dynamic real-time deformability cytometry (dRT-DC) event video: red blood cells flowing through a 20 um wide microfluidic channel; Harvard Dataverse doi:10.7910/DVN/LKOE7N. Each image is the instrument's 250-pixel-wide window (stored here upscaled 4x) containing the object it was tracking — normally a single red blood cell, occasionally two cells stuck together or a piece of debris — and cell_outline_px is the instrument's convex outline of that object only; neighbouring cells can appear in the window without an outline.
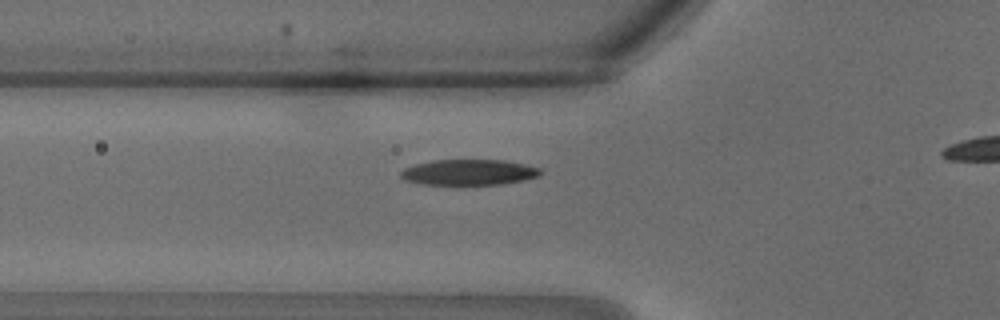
{"species": "common noctule bat (a hibernating species)", "species_latin": "Nyctalus noctula", "temperature_condition": "warm", "stored_images_in_passage": 24, "camera_frame_rate_fps": 3000, "um_per_image_px": 0.085, "animal": {"sex": "male", "body_mass_g": 18.8}, "frame": {"image": 1, "passage_image": 7, "time_ms": 2.0, "image_size_px": [1000, 320], "cell_outline_px": [[544, 172], [540, 176], [524, 180], [504, 184], [460, 188], [456, 188], [420, 184], [404, 180], [400, 176], [400, 172], [404, 168], [416, 164], [432, 160], [504, 160], [524, 164], [540, 168]], "centroid_in_image_um": [39.84, 14.7], "position_along_channel_um": 86.0, "area_um2": 22.25}}
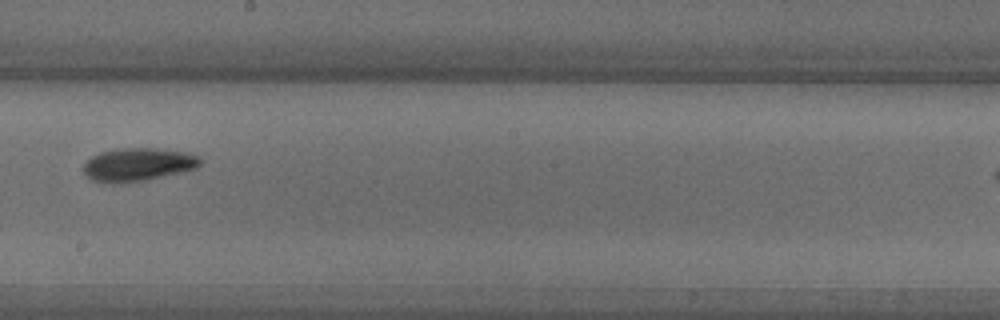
{"frame": {"image": 2, "passage_image": 14, "time_ms": 4.333, "image_size_px": [1000, 320], "cell_outline_px": [[200, 164], [196, 168], [180, 172], [140, 180], [92, 180], [84, 172], [84, 164], [92, 156], [100, 152], [120, 148], [156, 148], [188, 152], [200, 156]], "centroid_in_image_um": [11.79, 13.92], "position_along_channel_um": 236.4, "area_um2": 21.56}}
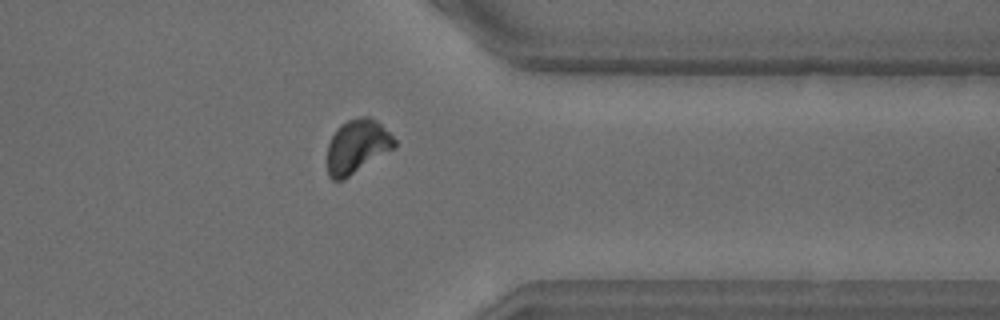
{"frame": {"image": 3, "passage_image": 21, "time_ms": 6.667, "image_size_px": [1000, 320], "cell_outline_px": [[396, 148], [344, 180], [332, 180], [328, 176], [328, 144], [336, 128], [340, 124], [356, 116], [368, 116], [376, 120], [396, 140]], "centroid_in_image_um": [30.36, 12.45], "position_along_channel_um": 381.0, "area_um2": 21.33}}